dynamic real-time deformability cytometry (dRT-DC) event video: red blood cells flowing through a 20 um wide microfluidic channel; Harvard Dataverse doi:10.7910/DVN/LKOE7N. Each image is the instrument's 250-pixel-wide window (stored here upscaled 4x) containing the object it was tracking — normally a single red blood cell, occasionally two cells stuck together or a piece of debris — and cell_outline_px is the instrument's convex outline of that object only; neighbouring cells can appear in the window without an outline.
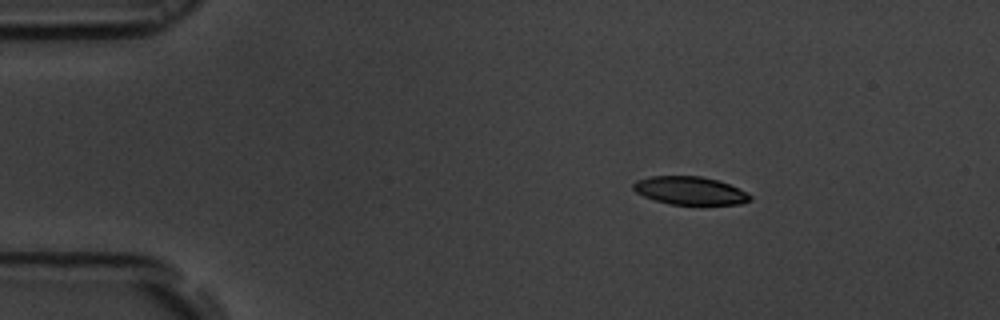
{"species": "common noctule bat (a hibernating species)", "species_latin": "Nyctalus noctula", "temperature_condition": "room temperature", "stored_images_in_passage": 47, "camera_frame_rate_fps": 3000, "um_per_image_px": 0.085, "animal": {"sex": "male", "body_mass_g": 19.5, "forearm_length_mm": 54.6}, "frame": {"image": 1, "passage_image": 1, "time_ms": 0.0, "image_size_px": [1000, 320], "cell_outline_px": [[752, 200], [740, 204], [668, 204], [644, 196], [636, 192], [632, 188], [632, 184], [636, 180], [652, 176], [700, 176], [716, 180], [728, 184], [752, 196]], "centroid_in_image_um": [58.61, 16.2], "position_along_channel_um": 26.4, "area_um2": 18.84}}
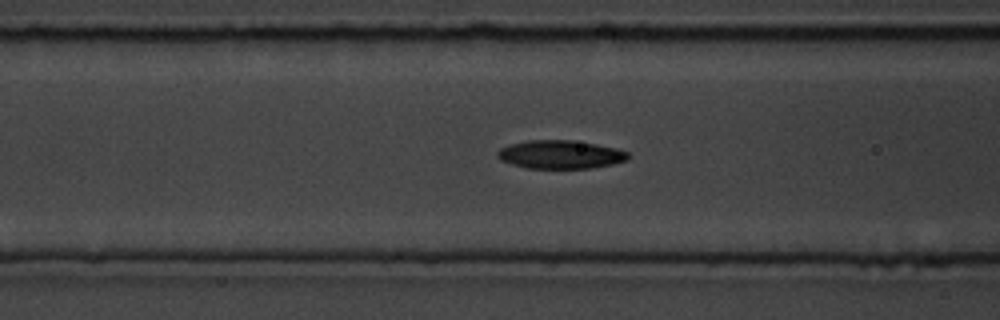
{"frame": {"image": 2, "passage_image": 14, "time_ms": 4.333, "image_size_px": [1000, 320], "cell_outline_px": [[628, 160], [612, 164], [592, 168], [528, 168], [512, 164], [500, 160], [496, 156], [496, 152], [500, 148], [508, 144], [528, 140], [572, 140], [596, 144], [616, 148], [628, 152]], "centroid_in_image_um": [47.6, 13.13], "position_along_channel_um": 119.0, "area_um2": 21.68}}
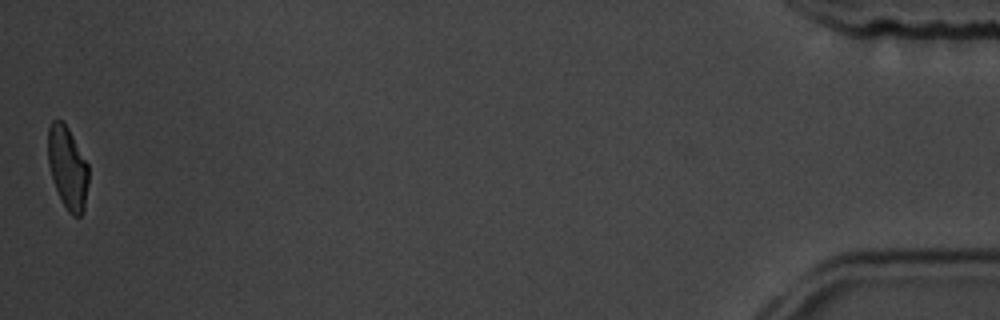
{"frame": {"image": 3, "passage_image": 47, "time_ms": 15.333, "image_size_px": [1000, 320], "cell_outline_px": [[88, 184], [84, 208], [80, 216], [72, 216], [68, 212], [56, 188], [48, 164], [48, 128], [52, 120], [60, 120], [68, 128], [88, 164]], "centroid_in_image_um": [5.75, 14.25], "position_along_channel_um": 429.5, "area_um2": 19.19}, "authors_computed_cell_mechanics": {"area_um2": 21.097, "velocity_mm_per_s": 3.6954, "shape_relaxation_time_tau1_ms": 3.1998, "shape_relaxation_time_tau2_ms": 7.3227, "deformation_change_tau1": 0.1318, "deformation_change_tau2": 0.1417}}